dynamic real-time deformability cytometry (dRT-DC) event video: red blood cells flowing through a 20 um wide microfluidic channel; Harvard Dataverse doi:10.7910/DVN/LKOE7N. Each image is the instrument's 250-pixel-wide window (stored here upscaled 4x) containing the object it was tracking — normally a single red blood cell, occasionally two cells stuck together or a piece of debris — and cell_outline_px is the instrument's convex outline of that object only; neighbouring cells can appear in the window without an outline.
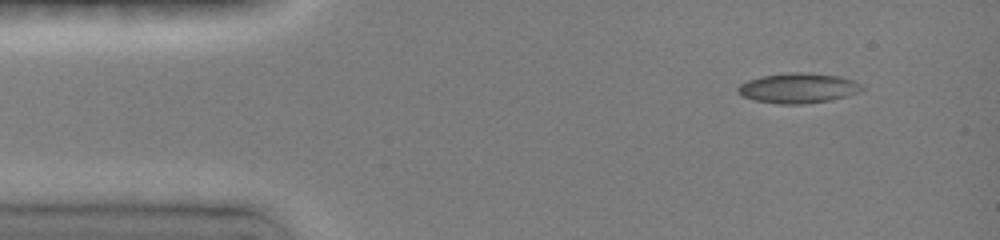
{"species": "common noctule bat (a hibernating species)", "species_latin": "Nyctalus noctula", "temperature_condition": "room temperature", "stored_images_in_passage": 19, "camera_frame_rate_fps": 3000, "um_per_image_px": 0.085, "animal": {"sex": "female", "body_mass_g": 19.0, "forearm_length_mm": 51.5}, "frame": {"image": 1, "passage_image": 1, "time_ms": 0.0, "image_size_px": [1000, 240], "cell_outline_px": [[864, 88], [860, 92], [848, 96], [832, 100], [800, 104], [776, 104], [752, 100], [740, 96], [736, 92], [736, 88], [740, 84], [748, 80], [760, 76], [788, 72], [808, 72], [840, 76], [864, 84]], "centroid_in_image_um": [67.83, 7.49], "position_along_channel_um": 17.2, "area_um2": 22.25}}
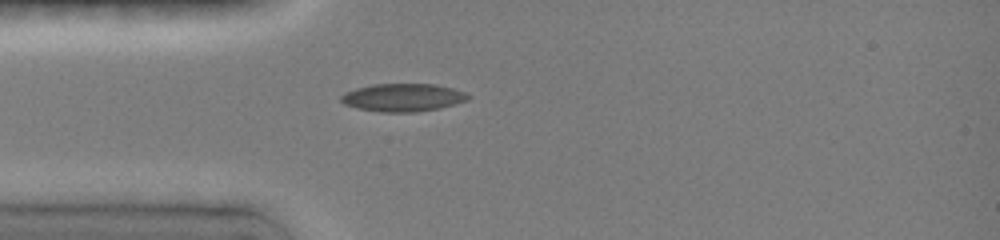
{"frame": {"image": 2, "passage_image": 12, "time_ms": 2.667, "image_size_px": [1000, 240], "cell_outline_px": [[472, 96], [468, 100], [440, 108], [416, 112], [380, 112], [356, 108], [344, 104], [340, 100], [340, 96], [356, 88], [376, 84], [432, 84], [452, 88], [464, 92]], "centroid_in_image_um": [34.26, 8.3], "position_along_channel_um": 50.7, "area_um2": 20.58}}